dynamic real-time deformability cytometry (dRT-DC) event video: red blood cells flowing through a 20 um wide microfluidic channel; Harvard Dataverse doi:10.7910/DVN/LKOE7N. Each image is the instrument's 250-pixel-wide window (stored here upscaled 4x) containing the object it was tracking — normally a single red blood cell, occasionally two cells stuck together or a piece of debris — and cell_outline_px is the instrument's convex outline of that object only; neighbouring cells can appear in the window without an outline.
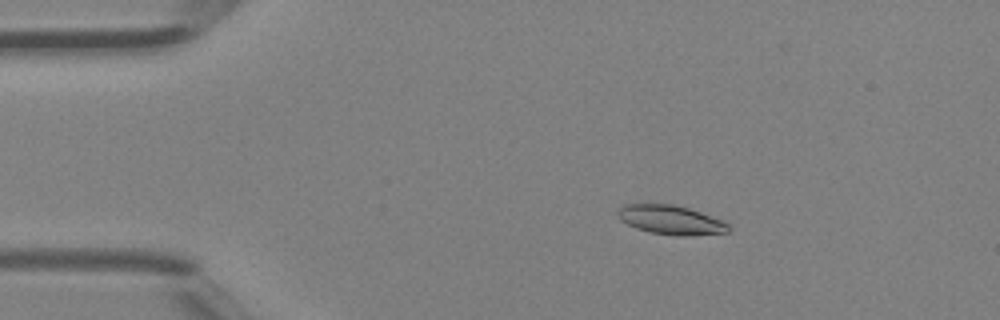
{"species": "Egyptian fruit bat (a non-hibernating species)", "species_latin": "Rousettus aegyptiacus", "temperature_condition": "room temperature", "stored_images_in_passage": 4, "camera_frame_rate_fps": 3000, "um_per_image_px": 0.085, "animal": {"sex": "female"}, "frame": {"image": 1, "passage_image": 3, "time_ms": 0.667, "image_size_px": [1000, 320], "cell_outline_px": [[732, 228], [728, 232], [688, 236], [676, 236], [652, 232], [636, 228], [620, 220], [616, 212], [624, 204], [672, 204], [688, 208], [724, 220]], "centroid_in_image_um": [57.05, 18.69], "position_along_channel_um": 28.0, "area_um2": 18.84}}